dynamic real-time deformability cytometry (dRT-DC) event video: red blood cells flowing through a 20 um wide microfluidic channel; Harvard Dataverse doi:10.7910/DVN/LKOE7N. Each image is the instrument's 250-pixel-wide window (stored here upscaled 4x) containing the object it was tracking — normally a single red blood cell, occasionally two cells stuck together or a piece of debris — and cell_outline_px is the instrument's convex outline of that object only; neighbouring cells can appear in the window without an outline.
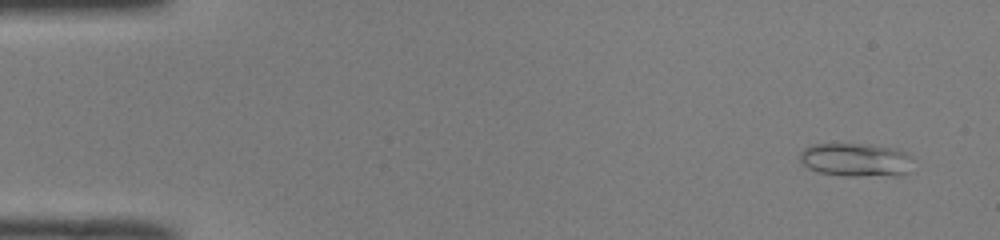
{"species": "common noctule bat (a hibernating species)", "species_latin": "Nyctalus noctula", "temperature_condition": "room temperature", "stored_images_in_passage": 50, "camera_frame_rate_fps": 3000, "um_per_image_px": 0.085, "animal": {"sex": "male", "body_mass_g": 19.0, "forearm_length_mm": 50.8}, "frame": {"image": 1, "passage_image": 3, "time_ms": 0.667, "image_size_px": [1000, 240], "cell_outline_px": [[912, 172], [900, 176], [844, 176], [820, 172], [808, 168], [800, 160], [800, 152], [804, 148], [812, 144], [872, 144], [896, 148], [912, 156]], "centroid_in_image_um": [72.83, 13.6], "position_along_channel_um": 12.2, "area_um2": 22.6}}
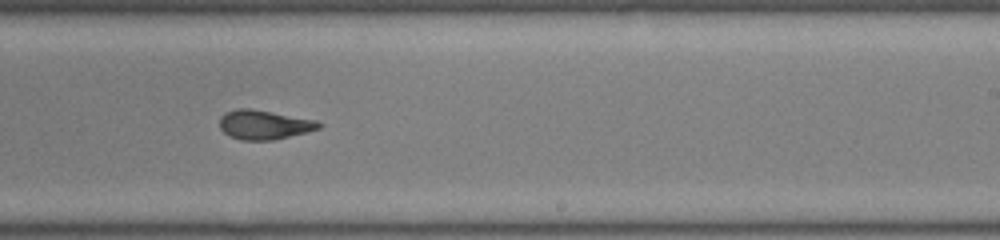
{"frame": {"image": 2, "passage_image": 31, "time_ms": 10.0, "image_size_px": [1000, 240], "cell_outline_px": [[324, 124], [320, 128], [272, 140], [240, 140], [224, 132], [220, 128], [220, 116], [224, 112], [236, 108], [252, 108], [316, 120]], "centroid_in_image_um": [22.42, 10.58], "position_along_channel_um": 266.6, "area_um2": 16.88}}
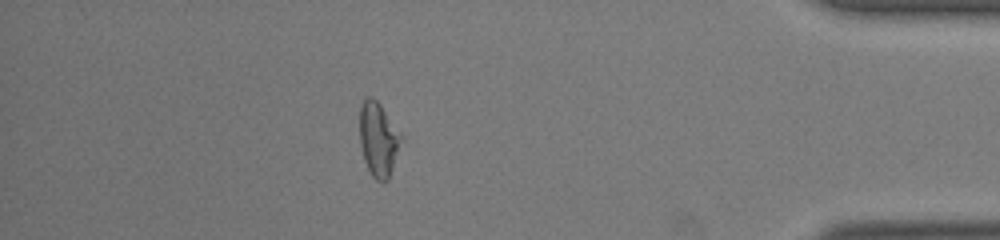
{"frame": {"image": 3, "passage_image": 44, "time_ms": 14.333, "image_size_px": [1000, 240], "cell_outline_px": [[404, 140], [388, 180], [376, 180], [372, 176], [364, 160], [360, 144], [360, 104], [364, 96], [372, 96], [380, 104], [404, 136]], "centroid_in_image_um": [32.19, 11.8], "position_along_channel_um": 403.0, "area_um2": 18.32}, "authors_computed_cell_mechanics": {"area_um2": 17.918, "velocity_mm_per_s": 4.0853, "shape_relaxation_time_tau1_ms": null, "shape_relaxation_time_tau2_ms": 2.3785, "deformation_change_tau1": null, "deformation_change_tau2": 0.0986}}